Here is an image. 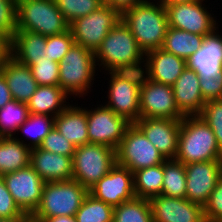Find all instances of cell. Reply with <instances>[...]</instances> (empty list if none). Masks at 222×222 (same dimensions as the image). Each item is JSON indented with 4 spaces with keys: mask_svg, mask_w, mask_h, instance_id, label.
I'll use <instances>...</instances> for the list:
<instances>
[{
    "mask_svg": "<svg viewBox=\"0 0 222 222\" xmlns=\"http://www.w3.org/2000/svg\"><path fill=\"white\" fill-rule=\"evenodd\" d=\"M94 55L96 65L108 72L144 70L145 53L122 19L109 31Z\"/></svg>",
    "mask_w": 222,
    "mask_h": 222,
    "instance_id": "1",
    "label": "cell"
},
{
    "mask_svg": "<svg viewBox=\"0 0 222 222\" xmlns=\"http://www.w3.org/2000/svg\"><path fill=\"white\" fill-rule=\"evenodd\" d=\"M150 1L143 0L121 14L145 54L162 47L169 28L166 8L159 2Z\"/></svg>",
    "mask_w": 222,
    "mask_h": 222,
    "instance_id": "2",
    "label": "cell"
},
{
    "mask_svg": "<svg viewBox=\"0 0 222 222\" xmlns=\"http://www.w3.org/2000/svg\"><path fill=\"white\" fill-rule=\"evenodd\" d=\"M175 160L184 165L196 162L222 160L214 132L199 116H184L178 139Z\"/></svg>",
    "mask_w": 222,
    "mask_h": 222,
    "instance_id": "3",
    "label": "cell"
},
{
    "mask_svg": "<svg viewBox=\"0 0 222 222\" xmlns=\"http://www.w3.org/2000/svg\"><path fill=\"white\" fill-rule=\"evenodd\" d=\"M96 68L94 52L74 43L59 62V86L70 96H86Z\"/></svg>",
    "mask_w": 222,
    "mask_h": 222,
    "instance_id": "4",
    "label": "cell"
},
{
    "mask_svg": "<svg viewBox=\"0 0 222 222\" xmlns=\"http://www.w3.org/2000/svg\"><path fill=\"white\" fill-rule=\"evenodd\" d=\"M17 30L43 36L62 34L69 23L57 8L54 0H17Z\"/></svg>",
    "mask_w": 222,
    "mask_h": 222,
    "instance_id": "5",
    "label": "cell"
},
{
    "mask_svg": "<svg viewBox=\"0 0 222 222\" xmlns=\"http://www.w3.org/2000/svg\"><path fill=\"white\" fill-rule=\"evenodd\" d=\"M88 190L76 180L45 182L41 201L33 218L45 221L52 216H75Z\"/></svg>",
    "mask_w": 222,
    "mask_h": 222,
    "instance_id": "6",
    "label": "cell"
},
{
    "mask_svg": "<svg viewBox=\"0 0 222 222\" xmlns=\"http://www.w3.org/2000/svg\"><path fill=\"white\" fill-rule=\"evenodd\" d=\"M108 100L106 107L117 115L125 117L130 123L140 119V86L142 71H109Z\"/></svg>",
    "mask_w": 222,
    "mask_h": 222,
    "instance_id": "7",
    "label": "cell"
},
{
    "mask_svg": "<svg viewBox=\"0 0 222 222\" xmlns=\"http://www.w3.org/2000/svg\"><path fill=\"white\" fill-rule=\"evenodd\" d=\"M116 164V149L101 144L78 146L73 155V180L91 189Z\"/></svg>",
    "mask_w": 222,
    "mask_h": 222,
    "instance_id": "8",
    "label": "cell"
},
{
    "mask_svg": "<svg viewBox=\"0 0 222 222\" xmlns=\"http://www.w3.org/2000/svg\"><path fill=\"white\" fill-rule=\"evenodd\" d=\"M166 160L134 123L126 129L116 149V163L128 168L132 173L162 164Z\"/></svg>",
    "mask_w": 222,
    "mask_h": 222,
    "instance_id": "9",
    "label": "cell"
},
{
    "mask_svg": "<svg viewBox=\"0 0 222 222\" xmlns=\"http://www.w3.org/2000/svg\"><path fill=\"white\" fill-rule=\"evenodd\" d=\"M121 20V13L105 3L69 24L76 44L95 52L109 31Z\"/></svg>",
    "mask_w": 222,
    "mask_h": 222,
    "instance_id": "10",
    "label": "cell"
},
{
    "mask_svg": "<svg viewBox=\"0 0 222 222\" xmlns=\"http://www.w3.org/2000/svg\"><path fill=\"white\" fill-rule=\"evenodd\" d=\"M131 124L125 117L117 115L102 104L97 108L87 110V133L89 143L92 144L117 149L126 129Z\"/></svg>",
    "mask_w": 222,
    "mask_h": 222,
    "instance_id": "11",
    "label": "cell"
},
{
    "mask_svg": "<svg viewBox=\"0 0 222 222\" xmlns=\"http://www.w3.org/2000/svg\"><path fill=\"white\" fill-rule=\"evenodd\" d=\"M140 118L182 119L184 115L176 106L173 88L154 82L145 75L140 86Z\"/></svg>",
    "mask_w": 222,
    "mask_h": 222,
    "instance_id": "12",
    "label": "cell"
},
{
    "mask_svg": "<svg viewBox=\"0 0 222 222\" xmlns=\"http://www.w3.org/2000/svg\"><path fill=\"white\" fill-rule=\"evenodd\" d=\"M2 178L22 212L32 215L40 204L45 181L30 165Z\"/></svg>",
    "mask_w": 222,
    "mask_h": 222,
    "instance_id": "13",
    "label": "cell"
},
{
    "mask_svg": "<svg viewBox=\"0 0 222 222\" xmlns=\"http://www.w3.org/2000/svg\"><path fill=\"white\" fill-rule=\"evenodd\" d=\"M204 0L191 3L169 5L166 7L169 27L193 34L208 35L218 28L217 20L208 12Z\"/></svg>",
    "mask_w": 222,
    "mask_h": 222,
    "instance_id": "14",
    "label": "cell"
},
{
    "mask_svg": "<svg viewBox=\"0 0 222 222\" xmlns=\"http://www.w3.org/2000/svg\"><path fill=\"white\" fill-rule=\"evenodd\" d=\"M88 193L113 207L130 201L136 197L134 173L116 163L108 174L88 190Z\"/></svg>",
    "mask_w": 222,
    "mask_h": 222,
    "instance_id": "15",
    "label": "cell"
},
{
    "mask_svg": "<svg viewBox=\"0 0 222 222\" xmlns=\"http://www.w3.org/2000/svg\"><path fill=\"white\" fill-rule=\"evenodd\" d=\"M186 199L204 206L222 176V160L185 165Z\"/></svg>",
    "mask_w": 222,
    "mask_h": 222,
    "instance_id": "16",
    "label": "cell"
},
{
    "mask_svg": "<svg viewBox=\"0 0 222 222\" xmlns=\"http://www.w3.org/2000/svg\"><path fill=\"white\" fill-rule=\"evenodd\" d=\"M134 124L166 159H175L181 119L140 118Z\"/></svg>",
    "mask_w": 222,
    "mask_h": 222,
    "instance_id": "17",
    "label": "cell"
},
{
    "mask_svg": "<svg viewBox=\"0 0 222 222\" xmlns=\"http://www.w3.org/2000/svg\"><path fill=\"white\" fill-rule=\"evenodd\" d=\"M153 222H206L203 206L165 195L150 200Z\"/></svg>",
    "mask_w": 222,
    "mask_h": 222,
    "instance_id": "18",
    "label": "cell"
},
{
    "mask_svg": "<svg viewBox=\"0 0 222 222\" xmlns=\"http://www.w3.org/2000/svg\"><path fill=\"white\" fill-rule=\"evenodd\" d=\"M218 29L205 35L202 47L186 61L187 67L205 79L222 73V35Z\"/></svg>",
    "mask_w": 222,
    "mask_h": 222,
    "instance_id": "19",
    "label": "cell"
},
{
    "mask_svg": "<svg viewBox=\"0 0 222 222\" xmlns=\"http://www.w3.org/2000/svg\"><path fill=\"white\" fill-rule=\"evenodd\" d=\"M186 60L164 51L162 48L152 50L145 54L144 75L158 83L172 86L183 70Z\"/></svg>",
    "mask_w": 222,
    "mask_h": 222,
    "instance_id": "20",
    "label": "cell"
},
{
    "mask_svg": "<svg viewBox=\"0 0 222 222\" xmlns=\"http://www.w3.org/2000/svg\"><path fill=\"white\" fill-rule=\"evenodd\" d=\"M29 165L45 182L73 179V157L52 153L36 147L30 151Z\"/></svg>",
    "mask_w": 222,
    "mask_h": 222,
    "instance_id": "21",
    "label": "cell"
},
{
    "mask_svg": "<svg viewBox=\"0 0 222 222\" xmlns=\"http://www.w3.org/2000/svg\"><path fill=\"white\" fill-rule=\"evenodd\" d=\"M176 106L184 116L199 115L206 103L200 91V76L186 66L172 85Z\"/></svg>",
    "mask_w": 222,
    "mask_h": 222,
    "instance_id": "22",
    "label": "cell"
},
{
    "mask_svg": "<svg viewBox=\"0 0 222 222\" xmlns=\"http://www.w3.org/2000/svg\"><path fill=\"white\" fill-rule=\"evenodd\" d=\"M0 69L3 72L13 100L27 103L38 87L30 67L20 64L10 56Z\"/></svg>",
    "mask_w": 222,
    "mask_h": 222,
    "instance_id": "23",
    "label": "cell"
},
{
    "mask_svg": "<svg viewBox=\"0 0 222 222\" xmlns=\"http://www.w3.org/2000/svg\"><path fill=\"white\" fill-rule=\"evenodd\" d=\"M87 109L69 105L60 114L55 116L54 127L76 147L89 144Z\"/></svg>",
    "mask_w": 222,
    "mask_h": 222,
    "instance_id": "24",
    "label": "cell"
},
{
    "mask_svg": "<svg viewBox=\"0 0 222 222\" xmlns=\"http://www.w3.org/2000/svg\"><path fill=\"white\" fill-rule=\"evenodd\" d=\"M69 95L60 86H38L27 102L31 114L57 116L70 104Z\"/></svg>",
    "mask_w": 222,
    "mask_h": 222,
    "instance_id": "25",
    "label": "cell"
},
{
    "mask_svg": "<svg viewBox=\"0 0 222 222\" xmlns=\"http://www.w3.org/2000/svg\"><path fill=\"white\" fill-rule=\"evenodd\" d=\"M46 36L17 30L11 39V57L20 64L30 66L45 56Z\"/></svg>",
    "mask_w": 222,
    "mask_h": 222,
    "instance_id": "26",
    "label": "cell"
},
{
    "mask_svg": "<svg viewBox=\"0 0 222 222\" xmlns=\"http://www.w3.org/2000/svg\"><path fill=\"white\" fill-rule=\"evenodd\" d=\"M31 149L24 140L0 137V176L27 167Z\"/></svg>",
    "mask_w": 222,
    "mask_h": 222,
    "instance_id": "27",
    "label": "cell"
},
{
    "mask_svg": "<svg viewBox=\"0 0 222 222\" xmlns=\"http://www.w3.org/2000/svg\"><path fill=\"white\" fill-rule=\"evenodd\" d=\"M204 37V35L169 27L161 48L187 61L191 55L202 47Z\"/></svg>",
    "mask_w": 222,
    "mask_h": 222,
    "instance_id": "28",
    "label": "cell"
},
{
    "mask_svg": "<svg viewBox=\"0 0 222 222\" xmlns=\"http://www.w3.org/2000/svg\"><path fill=\"white\" fill-rule=\"evenodd\" d=\"M163 186V163L139 169L134 172V192L136 198L150 200L161 195Z\"/></svg>",
    "mask_w": 222,
    "mask_h": 222,
    "instance_id": "29",
    "label": "cell"
},
{
    "mask_svg": "<svg viewBox=\"0 0 222 222\" xmlns=\"http://www.w3.org/2000/svg\"><path fill=\"white\" fill-rule=\"evenodd\" d=\"M161 195L186 198L185 165L175 159L163 162V186Z\"/></svg>",
    "mask_w": 222,
    "mask_h": 222,
    "instance_id": "30",
    "label": "cell"
},
{
    "mask_svg": "<svg viewBox=\"0 0 222 222\" xmlns=\"http://www.w3.org/2000/svg\"><path fill=\"white\" fill-rule=\"evenodd\" d=\"M113 222H153L150 201L135 197L115 206Z\"/></svg>",
    "mask_w": 222,
    "mask_h": 222,
    "instance_id": "31",
    "label": "cell"
},
{
    "mask_svg": "<svg viewBox=\"0 0 222 222\" xmlns=\"http://www.w3.org/2000/svg\"><path fill=\"white\" fill-rule=\"evenodd\" d=\"M29 114L27 103L16 100L8 102L0 109V137H13Z\"/></svg>",
    "mask_w": 222,
    "mask_h": 222,
    "instance_id": "32",
    "label": "cell"
},
{
    "mask_svg": "<svg viewBox=\"0 0 222 222\" xmlns=\"http://www.w3.org/2000/svg\"><path fill=\"white\" fill-rule=\"evenodd\" d=\"M55 117L50 115L29 114L26 121L18 128V132H24L31 139L27 146L32 149L39 147L44 138L54 128Z\"/></svg>",
    "mask_w": 222,
    "mask_h": 222,
    "instance_id": "33",
    "label": "cell"
},
{
    "mask_svg": "<svg viewBox=\"0 0 222 222\" xmlns=\"http://www.w3.org/2000/svg\"><path fill=\"white\" fill-rule=\"evenodd\" d=\"M113 211V206L88 193L76 212L75 218L77 222H113Z\"/></svg>",
    "mask_w": 222,
    "mask_h": 222,
    "instance_id": "34",
    "label": "cell"
},
{
    "mask_svg": "<svg viewBox=\"0 0 222 222\" xmlns=\"http://www.w3.org/2000/svg\"><path fill=\"white\" fill-rule=\"evenodd\" d=\"M63 17L70 24L101 7L103 0H54Z\"/></svg>",
    "mask_w": 222,
    "mask_h": 222,
    "instance_id": "35",
    "label": "cell"
},
{
    "mask_svg": "<svg viewBox=\"0 0 222 222\" xmlns=\"http://www.w3.org/2000/svg\"><path fill=\"white\" fill-rule=\"evenodd\" d=\"M38 86H59V63L41 57L29 66Z\"/></svg>",
    "mask_w": 222,
    "mask_h": 222,
    "instance_id": "36",
    "label": "cell"
},
{
    "mask_svg": "<svg viewBox=\"0 0 222 222\" xmlns=\"http://www.w3.org/2000/svg\"><path fill=\"white\" fill-rule=\"evenodd\" d=\"M199 116L214 132L217 145L222 151V100L207 101Z\"/></svg>",
    "mask_w": 222,
    "mask_h": 222,
    "instance_id": "37",
    "label": "cell"
},
{
    "mask_svg": "<svg viewBox=\"0 0 222 222\" xmlns=\"http://www.w3.org/2000/svg\"><path fill=\"white\" fill-rule=\"evenodd\" d=\"M74 43L70 29L62 34L48 36L44 57L59 63Z\"/></svg>",
    "mask_w": 222,
    "mask_h": 222,
    "instance_id": "38",
    "label": "cell"
},
{
    "mask_svg": "<svg viewBox=\"0 0 222 222\" xmlns=\"http://www.w3.org/2000/svg\"><path fill=\"white\" fill-rule=\"evenodd\" d=\"M40 149L52 153L61 154L73 157L76 146L69 142L59 131L54 127L49 134L44 138Z\"/></svg>",
    "mask_w": 222,
    "mask_h": 222,
    "instance_id": "39",
    "label": "cell"
},
{
    "mask_svg": "<svg viewBox=\"0 0 222 222\" xmlns=\"http://www.w3.org/2000/svg\"><path fill=\"white\" fill-rule=\"evenodd\" d=\"M17 0H0V32L12 39L17 31Z\"/></svg>",
    "mask_w": 222,
    "mask_h": 222,
    "instance_id": "40",
    "label": "cell"
},
{
    "mask_svg": "<svg viewBox=\"0 0 222 222\" xmlns=\"http://www.w3.org/2000/svg\"><path fill=\"white\" fill-rule=\"evenodd\" d=\"M206 222H222V176L203 206Z\"/></svg>",
    "mask_w": 222,
    "mask_h": 222,
    "instance_id": "41",
    "label": "cell"
},
{
    "mask_svg": "<svg viewBox=\"0 0 222 222\" xmlns=\"http://www.w3.org/2000/svg\"><path fill=\"white\" fill-rule=\"evenodd\" d=\"M23 214L7 189L4 179L0 176V218L13 219Z\"/></svg>",
    "mask_w": 222,
    "mask_h": 222,
    "instance_id": "42",
    "label": "cell"
},
{
    "mask_svg": "<svg viewBox=\"0 0 222 222\" xmlns=\"http://www.w3.org/2000/svg\"><path fill=\"white\" fill-rule=\"evenodd\" d=\"M200 91L205 102L210 100H222V73L217 77H200Z\"/></svg>",
    "mask_w": 222,
    "mask_h": 222,
    "instance_id": "43",
    "label": "cell"
},
{
    "mask_svg": "<svg viewBox=\"0 0 222 222\" xmlns=\"http://www.w3.org/2000/svg\"><path fill=\"white\" fill-rule=\"evenodd\" d=\"M143 0H103L106 5L117 9L121 14L129 8L141 3Z\"/></svg>",
    "mask_w": 222,
    "mask_h": 222,
    "instance_id": "44",
    "label": "cell"
},
{
    "mask_svg": "<svg viewBox=\"0 0 222 222\" xmlns=\"http://www.w3.org/2000/svg\"><path fill=\"white\" fill-rule=\"evenodd\" d=\"M11 56V39L0 32V67Z\"/></svg>",
    "mask_w": 222,
    "mask_h": 222,
    "instance_id": "45",
    "label": "cell"
},
{
    "mask_svg": "<svg viewBox=\"0 0 222 222\" xmlns=\"http://www.w3.org/2000/svg\"><path fill=\"white\" fill-rule=\"evenodd\" d=\"M12 100L13 97L10 93V89L7 86L2 70L0 69V109Z\"/></svg>",
    "mask_w": 222,
    "mask_h": 222,
    "instance_id": "46",
    "label": "cell"
},
{
    "mask_svg": "<svg viewBox=\"0 0 222 222\" xmlns=\"http://www.w3.org/2000/svg\"><path fill=\"white\" fill-rule=\"evenodd\" d=\"M44 222H77L75 216H52L47 218Z\"/></svg>",
    "mask_w": 222,
    "mask_h": 222,
    "instance_id": "47",
    "label": "cell"
},
{
    "mask_svg": "<svg viewBox=\"0 0 222 222\" xmlns=\"http://www.w3.org/2000/svg\"><path fill=\"white\" fill-rule=\"evenodd\" d=\"M196 0H157V2L161 3L165 8L169 5L182 4V3H191Z\"/></svg>",
    "mask_w": 222,
    "mask_h": 222,
    "instance_id": "48",
    "label": "cell"
},
{
    "mask_svg": "<svg viewBox=\"0 0 222 222\" xmlns=\"http://www.w3.org/2000/svg\"><path fill=\"white\" fill-rule=\"evenodd\" d=\"M0 222H27V214H23L21 217H16L13 219L0 218Z\"/></svg>",
    "mask_w": 222,
    "mask_h": 222,
    "instance_id": "49",
    "label": "cell"
},
{
    "mask_svg": "<svg viewBox=\"0 0 222 222\" xmlns=\"http://www.w3.org/2000/svg\"><path fill=\"white\" fill-rule=\"evenodd\" d=\"M27 222H43V221L37 220L33 218L31 215L27 214Z\"/></svg>",
    "mask_w": 222,
    "mask_h": 222,
    "instance_id": "50",
    "label": "cell"
}]
</instances>
